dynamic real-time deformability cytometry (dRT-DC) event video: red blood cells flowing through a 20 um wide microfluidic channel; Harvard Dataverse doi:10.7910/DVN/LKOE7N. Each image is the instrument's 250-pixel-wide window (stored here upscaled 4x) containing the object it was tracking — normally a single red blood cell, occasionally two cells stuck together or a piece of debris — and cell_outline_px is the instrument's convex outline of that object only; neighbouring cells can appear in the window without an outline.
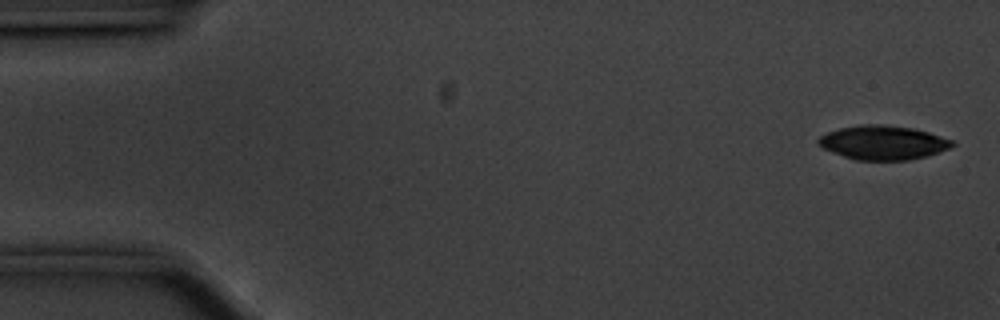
{"species": "common noctule bat (a hibernating species)", "species_latin": "Nyctalus noctula", "temperature_condition": "cold", "stored_images_in_passage": 17, "camera_frame_rate_fps": 3000, "um_per_image_px": 0.085, "animal": {"sex": "male", "body_mass_g": 20.1, "forearm_length_mm": 53.5}, "frame": {"image": 1, "passage_image": 2, "time_ms": 0.333, "image_size_px": [1000, 320], "cell_outline_px": [[956, 144], [948, 148], [928, 156], [908, 160], [856, 160], [820, 148], [816, 144], [816, 140], [820, 136], [828, 132], [840, 128], [860, 124], [884, 124], [916, 128], [952, 140]], "centroid_in_image_um": [75.02, 12.11], "position_along_channel_um": 10.0, "area_um2": 26.82}}
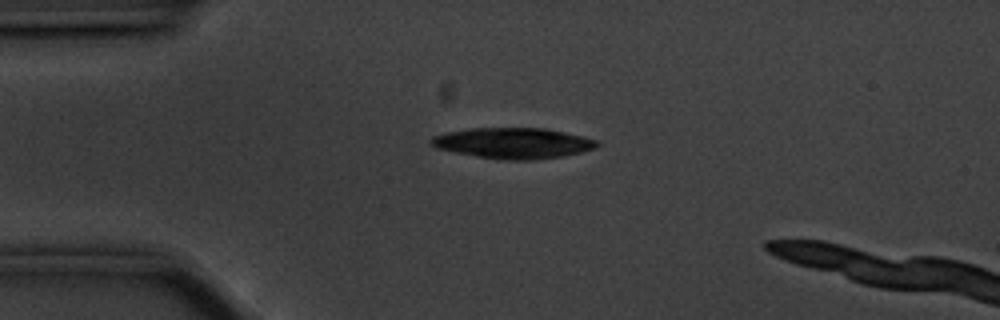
{"frame": {"image": 2, "passage_image": 13, "time_ms": 4.0, "image_size_px": [1000, 320], "cell_outline_px": [[600, 144], [596, 148], [580, 152], [560, 156], [528, 160], [508, 160], [480, 156], [456, 152], [436, 148], [428, 144], [428, 140], [432, 136], [444, 132], [472, 128], [544, 128], [584, 136], [596, 140]], "centroid_in_image_um": [43.58, 12.15], "position_along_channel_um": 41.4, "area_um2": 29.54}}